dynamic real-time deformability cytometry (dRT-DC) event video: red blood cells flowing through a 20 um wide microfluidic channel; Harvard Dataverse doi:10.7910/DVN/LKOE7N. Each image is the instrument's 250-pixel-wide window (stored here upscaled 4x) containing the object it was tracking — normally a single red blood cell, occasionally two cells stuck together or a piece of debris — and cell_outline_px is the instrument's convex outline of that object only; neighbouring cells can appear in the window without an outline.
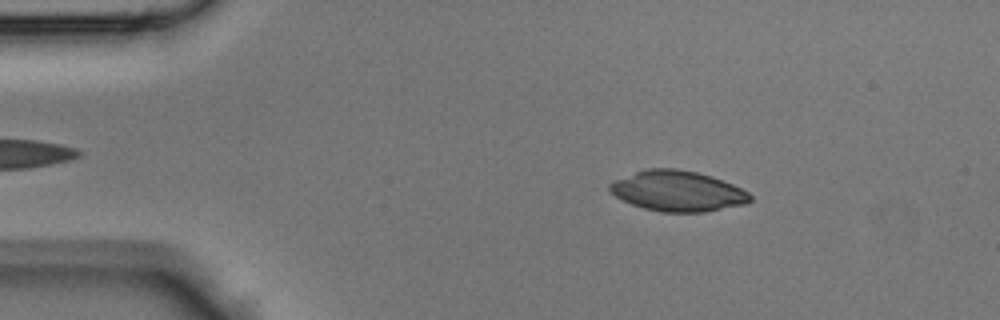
{"species": "Egyptian fruit bat (a non-hibernating species)", "species_latin": "Rousettus aegyptiacus", "temperature_condition": "room temperature", "stored_images_in_passage": 12, "camera_frame_rate_fps": 3000, "um_per_image_px": 0.085, "animal": {"sex": "male"}, "frame": {"image": 1, "passage_image": 6, "time_ms": 1.667, "image_size_px": [1000, 320], "cell_outline_px": [[752, 200], [744, 204], [704, 212], [660, 212], [644, 208], [632, 204], [616, 196], [608, 188], [608, 184], [616, 180], [636, 172], [648, 168], [676, 168], [696, 172], [712, 176], [732, 184], [748, 192], [752, 196]], "centroid_in_image_um": [57.61, 16.24], "position_along_channel_um": 27.4, "area_um2": 32.83}}